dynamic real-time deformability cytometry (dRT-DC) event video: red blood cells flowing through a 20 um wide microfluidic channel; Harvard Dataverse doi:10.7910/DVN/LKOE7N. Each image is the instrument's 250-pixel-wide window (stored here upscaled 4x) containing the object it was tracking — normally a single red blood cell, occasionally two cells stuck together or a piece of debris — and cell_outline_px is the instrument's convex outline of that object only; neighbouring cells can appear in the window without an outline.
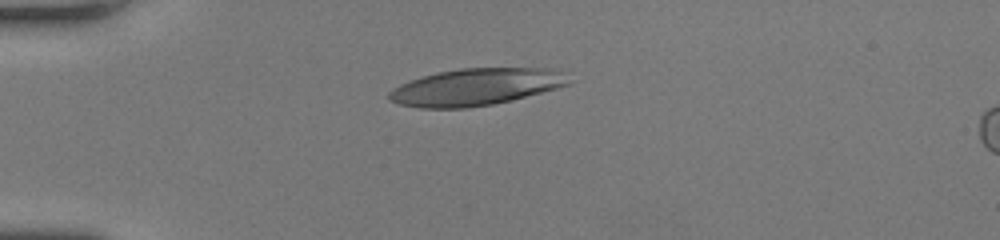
{"species": "human", "species_latin": "Homo sapiens", "temperature_condition": "room temperature", "stored_images_in_passage": 39, "camera_frame_rate_fps": 3000, "um_per_image_px": 0.085, "donor": {"sex": "female"}, "frame": {"image": 1, "passage_image": 1, "time_ms": 0.0, "image_size_px": [1000, 240], "cell_outline_px": [[572, 84], [512, 100], [492, 104], [468, 108], [420, 108], [400, 104], [388, 100], [388, 92], [392, 88], [400, 84], [424, 76], [440, 72], [460, 68], [560, 68], [572, 80]], "centroid_in_image_um": [40.51, 7.39], "position_along_channel_um": 44.5, "area_um2": 38.96}}
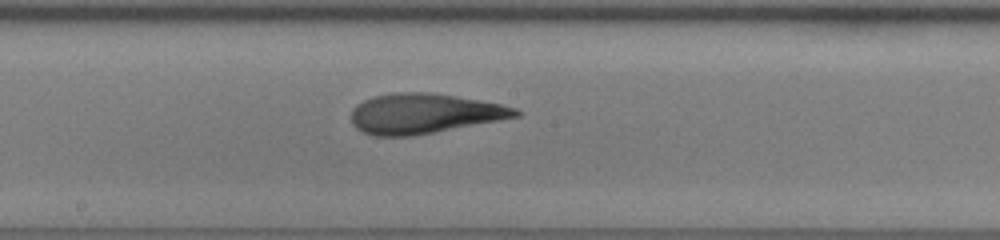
{"frame": {"image": 2, "passage_image": 16, "time_ms": 5.0, "image_size_px": [1000, 240], "cell_outline_px": [[520, 116], [500, 120], [412, 136], [372, 136], [356, 128], [352, 124], [352, 108], [356, 104], [372, 96], [392, 92], [432, 92], [480, 100], [500, 104], [516, 108], [520, 112]], "centroid_in_image_um": [36.02, 9.64], "position_along_channel_um": 212.2, "area_um2": 38.38}}
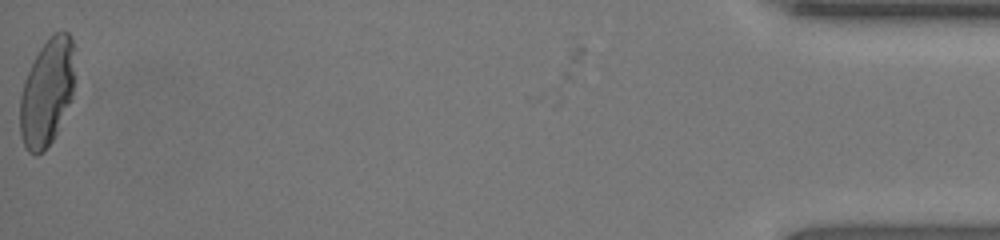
{"frame": {"image": 3, "passage_image": 39, "time_ms": 12.667, "image_size_px": [1000, 240], "cell_outline_px": [[72, 100], [52, 140], [44, 152], [36, 156], [28, 152], [24, 148], [20, 136], [20, 96], [24, 80], [40, 48], [48, 36], [52, 32], [68, 32], [72, 36]], "centroid_in_image_um": [3.95, 7.89], "position_along_channel_um": 431.2, "area_um2": 33.99}, "authors_computed_cell_mechanics": {"area_um2": 37.57, "velocity_mm_per_s": 4.0402, "shape_relaxation_time_tau1_ms": 4.6098, "shape_relaxation_time_tau2_ms": 1.4484, "deformation_change_tau1": 0.2209, "deformation_change_tau2": 0.1016}}